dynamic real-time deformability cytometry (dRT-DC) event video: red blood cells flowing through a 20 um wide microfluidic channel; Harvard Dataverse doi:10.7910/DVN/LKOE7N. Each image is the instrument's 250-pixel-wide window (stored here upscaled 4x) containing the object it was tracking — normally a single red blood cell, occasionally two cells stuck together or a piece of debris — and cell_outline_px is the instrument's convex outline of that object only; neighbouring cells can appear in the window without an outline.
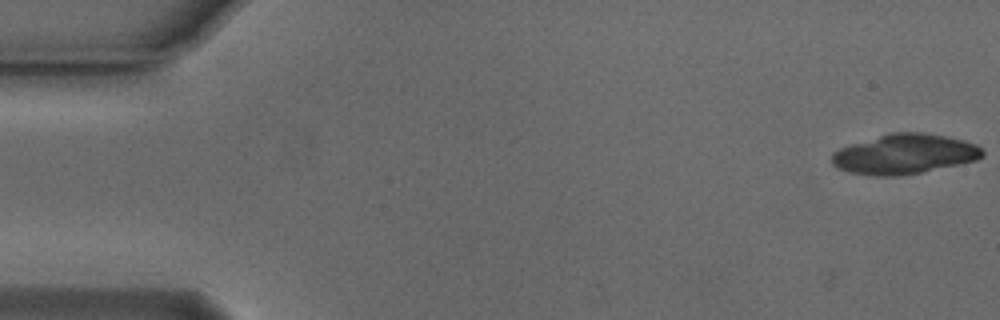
{"species": "Egyptian fruit bat (a non-hibernating species)", "species_latin": "Rousettus aegyptiacus", "temperature_condition": "cold", "stored_images_in_passage": 19, "camera_frame_rate_fps": 3000, "um_per_image_px": 0.085, "animal": {"sex": "male"}, "frame": {"image": 1, "passage_image": 1, "time_ms": 0.0, "image_size_px": [1000, 320], "cell_outline_px": [[984, 156], [976, 160], [920, 172], [896, 176], [876, 176], [848, 172], [836, 168], [832, 164], [832, 152], [840, 148], [852, 144], [892, 132], [920, 132], [944, 136], [964, 140], [976, 144], [984, 152]], "centroid_in_image_um": [76.86, 13.1], "position_along_channel_um": 8.1, "area_um2": 34.68}}